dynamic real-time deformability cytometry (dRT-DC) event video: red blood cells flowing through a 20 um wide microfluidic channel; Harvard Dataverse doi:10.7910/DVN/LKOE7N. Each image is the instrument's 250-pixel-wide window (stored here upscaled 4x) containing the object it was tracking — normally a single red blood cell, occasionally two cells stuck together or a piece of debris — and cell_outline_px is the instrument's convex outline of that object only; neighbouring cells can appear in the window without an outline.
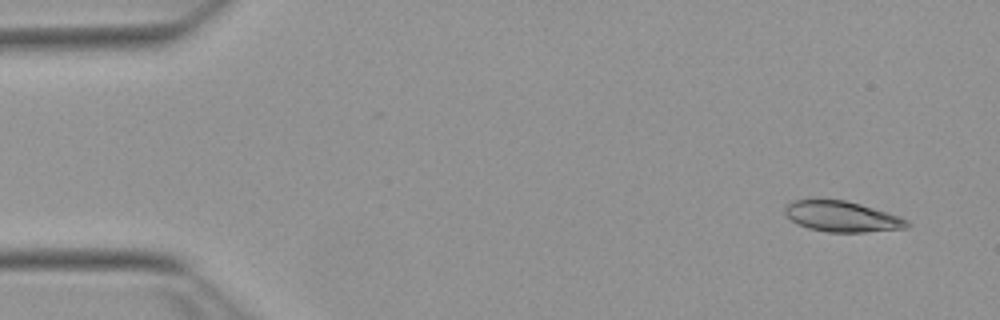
{"species": "Egyptian fruit bat (a non-hibernating species)", "species_latin": "Rousettus aegyptiacus", "temperature_condition": "warm", "stored_images_in_passage": 15, "camera_frame_rate_fps": 3000, "um_per_image_px": 0.085, "animal": {"sex": "female"}, "frame": {"image": 1, "passage_image": 2, "time_ms": 0.333, "image_size_px": [1000, 320], "cell_outline_px": [[912, 224], [908, 228], [864, 232], [828, 232], [808, 228], [796, 224], [784, 212], [784, 208], [792, 200], [844, 200], [860, 204], [900, 216], [908, 220]], "centroid_in_image_um": [71.6, 18.41], "position_along_channel_um": 13.4, "area_um2": 21.73}}
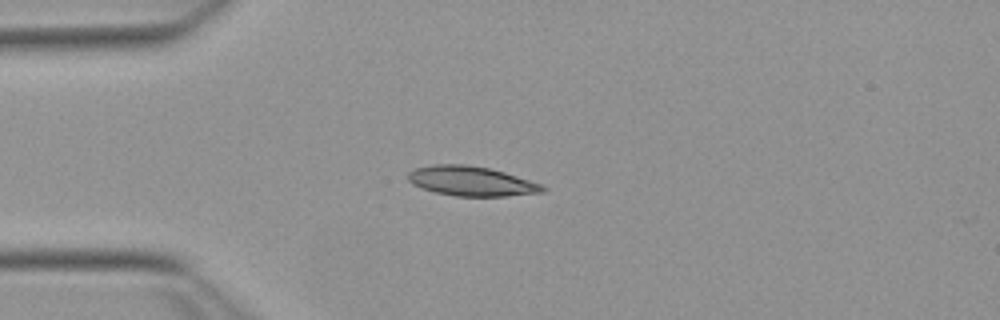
{"frame": {"image": 2, "passage_image": 12, "time_ms": 3.667, "image_size_px": [1000, 320], "cell_outline_px": [[548, 188], [544, 192], [504, 196], [456, 196], [436, 192], [412, 184], [408, 180], [408, 172], [412, 168], [432, 164], [464, 164], [488, 168], [504, 172], [544, 184]], "centroid_in_image_um": [40.07, 15.39], "position_along_channel_um": 44.9, "area_um2": 23.35}}